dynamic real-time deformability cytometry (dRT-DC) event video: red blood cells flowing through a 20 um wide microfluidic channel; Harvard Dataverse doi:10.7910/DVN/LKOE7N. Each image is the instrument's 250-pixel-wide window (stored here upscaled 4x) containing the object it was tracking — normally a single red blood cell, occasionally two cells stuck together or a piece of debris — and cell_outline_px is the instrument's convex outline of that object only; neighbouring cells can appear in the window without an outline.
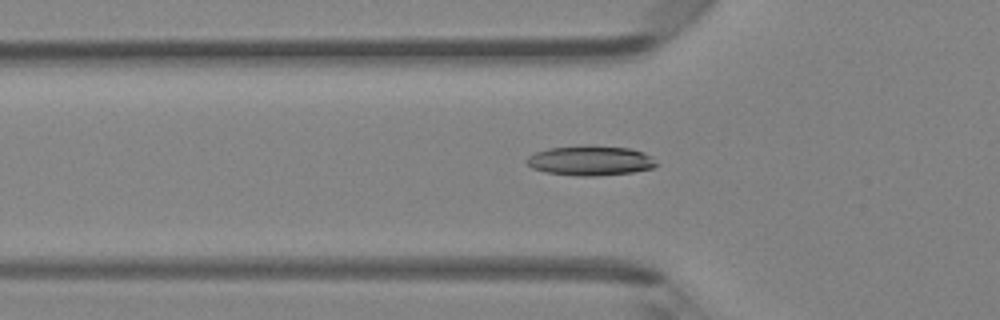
{"species": "Egyptian fruit bat (a non-hibernating species)", "species_latin": "Rousettus aegyptiacus", "temperature_condition": "room temperature", "stored_images_in_passage": 44, "camera_frame_rate_fps": 3000, "um_per_image_px": 0.085, "animal": {"sex": "female"}, "frame": {"image": 1, "passage_image": 16, "time_ms": 5.0, "image_size_px": [1000, 320], "cell_outline_px": [[660, 164], [652, 168], [632, 172], [596, 176], [576, 176], [544, 172], [532, 168], [524, 160], [528, 156], [536, 152], [548, 148], [628, 148], [644, 152], [652, 156]], "centroid_in_image_um": [50.2, 13.7], "position_along_channel_um": 75.6, "area_um2": 21.79}}
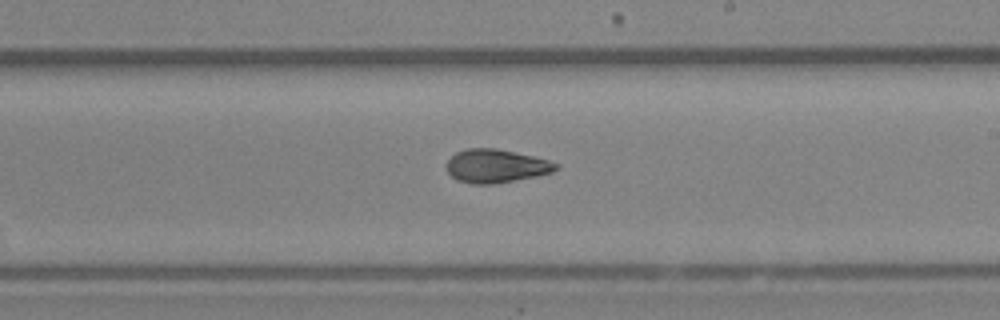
{"frame": {"image": 2, "passage_image": 28, "time_ms": 9.0, "image_size_px": [1000, 320], "cell_outline_px": [[560, 168], [552, 172], [536, 176], [492, 184], [472, 184], [456, 180], [448, 172], [448, 160], [456, 152], [468, 148], [496, 148], [532, 156], [548, 160], [560, 164]], "centroid_in_image_um": [42.18, 14.11], "position_along_channel_um": 246.8, "area_um2": 21.15}}
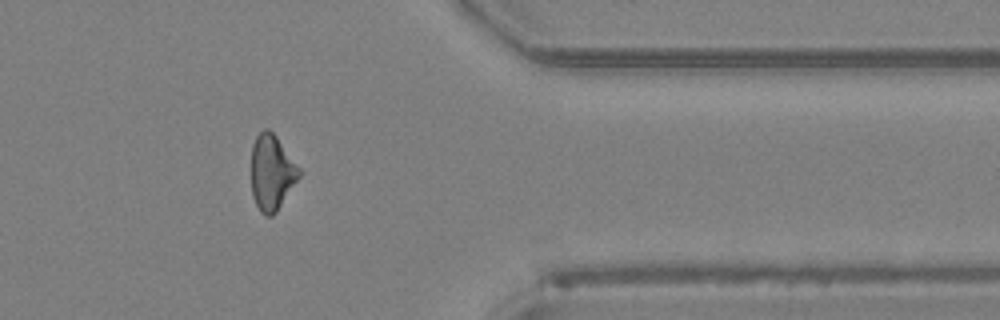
{"frame": {"image": 3, "passage_image": 39, "time_ms": 12.667, "image_size_px": [1000, 320], "cell_outline_px": [[300, 176], [276, 212], [272, 216], [264, 216], [260, 212], [252, 196], [252, 144], [256, 136], [264, 128], [268, 128], [276, 136], [300, 168]], "centroid_in_image_um": [23.09, 14.66], "position_along_channel_um": 388.3, "area_um2": 20.92}, "authors_computed_cell_mechanics": {"area_um2": 21.3571, "velocity_mm_per_s": 4.2945, "shape_relaxation_time_tau1_ms": 5.4048, "shape_relaxation_time_tau2_ms": 2.4675, "deformation_change_tau1": 0.1725, "deformation_change_tau2": 0.0889}}